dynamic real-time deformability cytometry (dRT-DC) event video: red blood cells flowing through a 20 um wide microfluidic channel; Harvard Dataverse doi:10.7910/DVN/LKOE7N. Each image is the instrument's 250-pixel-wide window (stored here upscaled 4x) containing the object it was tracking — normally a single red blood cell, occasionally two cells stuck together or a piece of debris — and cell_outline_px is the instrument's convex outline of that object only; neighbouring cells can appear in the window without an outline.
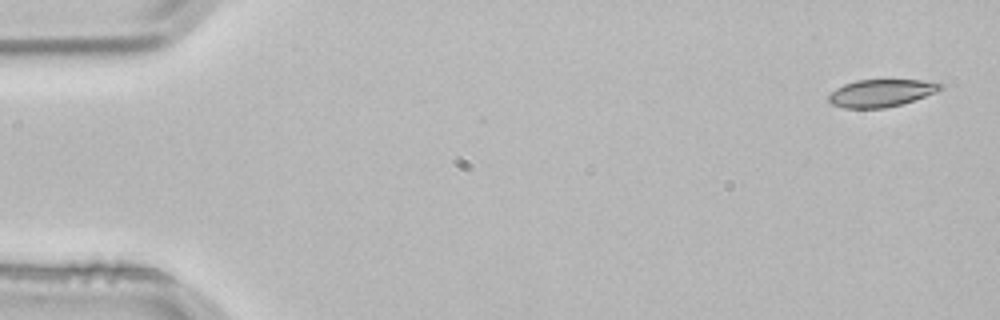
{"species": "common noctule bat (a hibernating species)", "species_latin": "Nyctalus noctula", "temperature_condition": "room temperature", "stored_images_in_passage": 3, "camera_frame_rate_fps": 3000, "um_per_image_px": 0.085, "animal": {"sex": "male", "body_mass_g": 21.5, "forearm_length_mm": 52.0}, "frame": {"image": 1, "passage_image": 1, "time_ms": 0.0, "image_size_px": [1000, 320], "cell_outline_px": [[944, 88], [936, 92], [900, 104], [884, 108], [844, 108], [832, 104], [828, 100], [828, 96], [836, 88], [844, 84], [856, 80], [920, 80], [944, 84]], "centroid_in_image_um": [74.88, 7.9], "position_along_channel_um": 10.1, "area_um2": 17.69}}
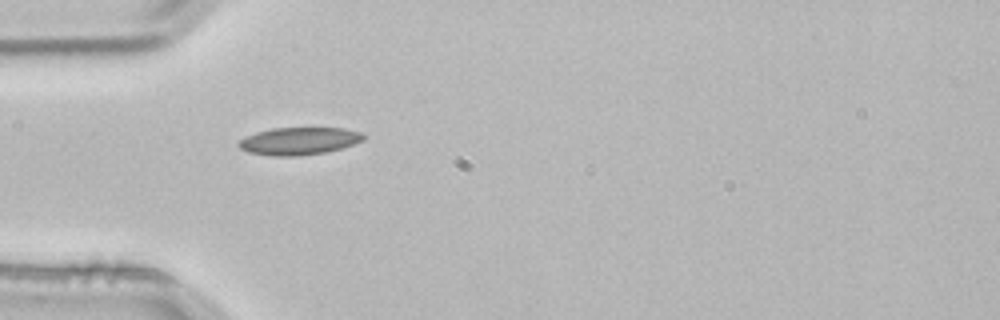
{"frame": {"image": 2, "passage_image": 3, "time_ms": 0.667, "image_size_px": [1000, 320], "cell_outline_px": [[368, 136], [364, 140], [340, 148], [324, 152], [300, 156], [272, 156], [248, 152], [240, 148], [236, 144], [244, 136], [256, 132], [272, 128], [344, 128], [364, 132]], "centroid_in_image_um": [25.42, 11.98], "position_along_channel_um": 59.6, "area_um2": 20.17}}